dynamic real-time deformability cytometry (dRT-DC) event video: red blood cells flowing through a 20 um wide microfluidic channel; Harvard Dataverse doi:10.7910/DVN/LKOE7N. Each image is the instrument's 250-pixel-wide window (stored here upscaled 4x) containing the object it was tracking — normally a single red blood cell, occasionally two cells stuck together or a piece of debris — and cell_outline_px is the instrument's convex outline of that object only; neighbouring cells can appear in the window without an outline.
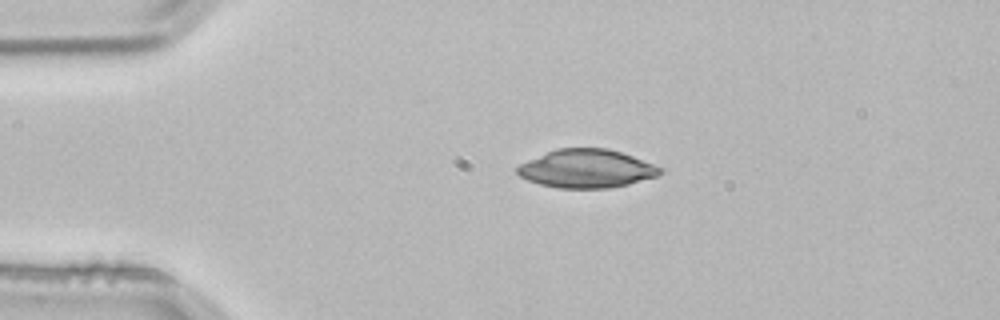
{"species": "common noctule bat (a hibernating species)", "species_latin": "Nyctalus noctula", "temperature_condition": "room temperature", "stored_images_in_passage": 2, "camera_frame_rate_fps": 3000, "um_per_image_px": 0.085, "animal": {"sex": "male", "body_mass_g": 21.5, "forearm_length_mm": 52.0}, "frame": {"image": 1, "passage_image": 1, "time_ms": 0.0, "image_size_px": [1000, 320], "cell_outline_px": [[664, 168], [656, 176], [628, 184], [608, 188], [560, 188], [540, 184], [528, 180], [520, 176], [516, 172], [516, 168], [520, 164], [528, 160], [556, 148], [608, 148], [632, 156]], "centroid_in_image_um": [49.84, 14.33], "position_along_channel_um": 35.2, "area_um2": 31.67}}